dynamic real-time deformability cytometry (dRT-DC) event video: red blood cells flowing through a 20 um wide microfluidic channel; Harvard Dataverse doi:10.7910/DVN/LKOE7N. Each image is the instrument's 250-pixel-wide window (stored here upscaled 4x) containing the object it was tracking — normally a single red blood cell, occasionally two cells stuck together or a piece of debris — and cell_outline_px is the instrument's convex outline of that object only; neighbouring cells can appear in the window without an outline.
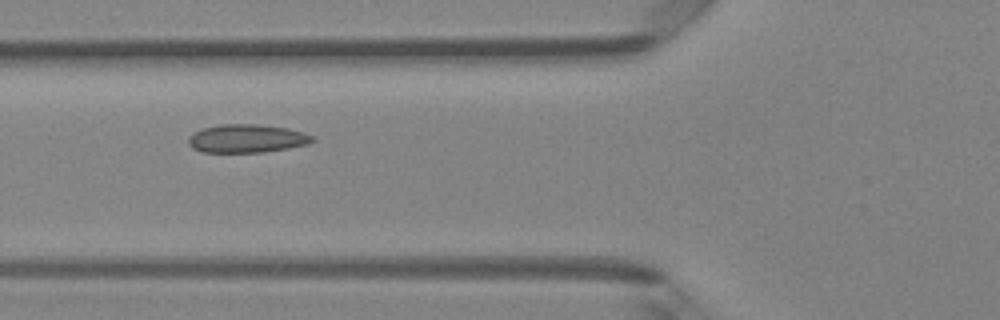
{"species": "Egyptian fruit bat (a non-hibernating species)", "species_latin": "Rousettus aegyptiacus", "temperature_condition": "room temperature", "stored_images_in_passage": 8, "camera_frame_rate_fps": 3000, "um_per_image_px": 0.085, "animal": {"sex": "female"}, "frame": {"image": 1, "passage_image": 6, "time_ms": 1.667, "image_size_px": [1000, 320], "cell_outline_px": [[316, 140], [308, 144], [288, 148], [264, 152], [200, 152], [192, 148], [188, 144], [188, 136], [204, 128], [220, 124], [260, 124], [288, 128], [304, 132], [312, 136]], "centroid_in_image_um": [20.99, 11.77], "position_along_channel_um": 104.8, "area_um2": 20.58}}
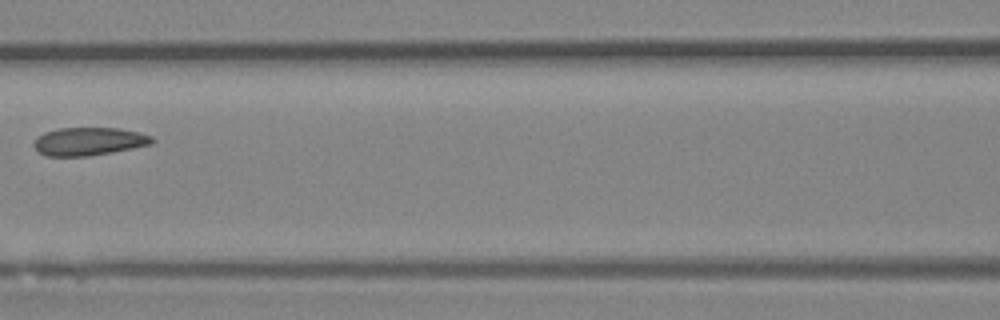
{"frame": {"image": 2, "passage_image": 7, "time_ms": 2.0, "image_size_px": [1000, 320], "cell_outline_px": [[156, 140], [152, 144], [112, 152], [88, 156], [48, 156], [40, 152], [32, 144], [36, 136], [44, 132], [56, 128], [120, 128], [140, 132], [152, 136]], "centroid_in_image_um": [7.56, 12.0], "position_along_channel_um": 159.0, "area_um2": 19.48}}
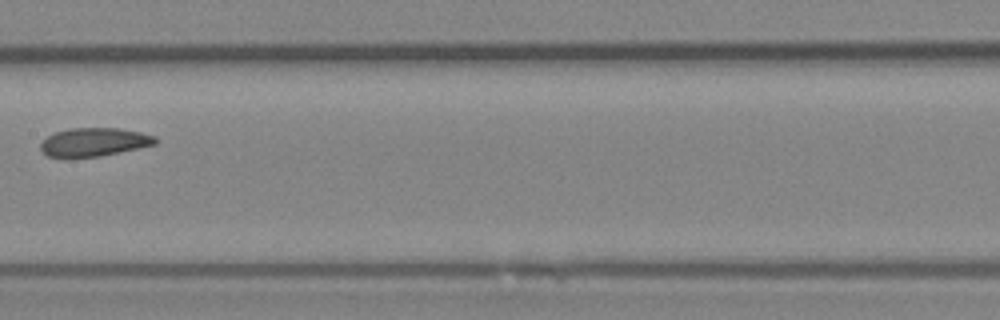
{"frame": {"image": 3, "passage_image": 8, "time_ms": 2.333, "image_size_px": [1000, 320], "cell_outline_px": [[156, 144], [100, 156], [64, 160], [48, 156], [40, 148], [40, 144], [48, 136], [56, 132], [68, 128], [120, 128], [140, 132], [156, 136]], "centroid_in_image_um": [7.94, 12.1], "position_along_channel_um": 199.5, "area_um2": 19.36}}